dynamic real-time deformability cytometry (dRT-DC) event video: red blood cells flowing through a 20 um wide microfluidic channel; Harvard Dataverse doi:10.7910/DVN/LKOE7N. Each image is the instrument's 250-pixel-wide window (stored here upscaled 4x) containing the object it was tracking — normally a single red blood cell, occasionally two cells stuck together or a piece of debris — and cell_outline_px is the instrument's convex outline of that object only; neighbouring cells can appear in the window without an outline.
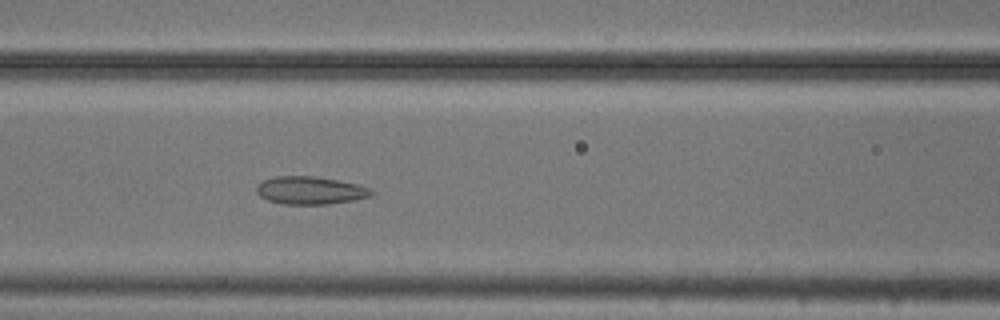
{"species": "common noctule bat (a hibernating species)", "species_latin": "Nyctalus noctula", "temperature_condition": "cold", "stored_images_in_passage": 51, "camera_frame_rate_fps": 3000, "um_per_image_px": 0.085, "animal": {"sex": "male", "body_mass_g": 20.5, "forearm_length_mm": 52.5}, "frame": {"image": 1, "passage_image": 23, "time_ms": 7.333, "image_size_px": [1000, 320], "cell_outline_px": [[376, 192], [372, 196], [352, 200], [328, 204], [284, 204], [268, 200], [260, 196], [256, 192], [256, 188], [264, 180], [276, 176], [312, 176], [336, 180], [356, 184], [372, 188]], "centroid_in_image_um": [26.41, 16.19], "position_along_channel_um": 140.2, "area_um2": 18.5}}
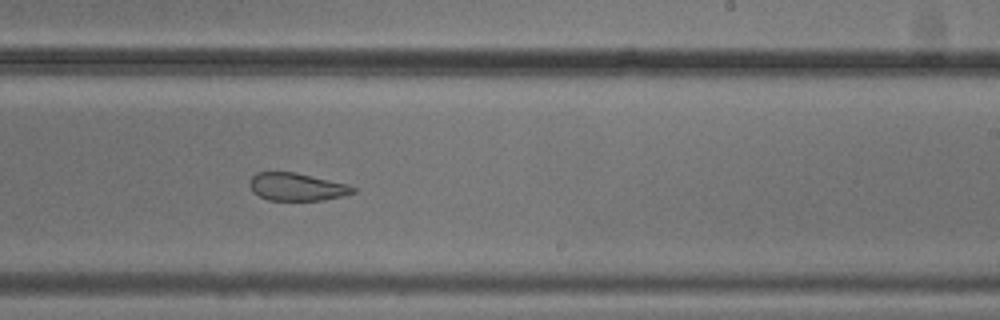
{"frame": {"image": 2, "passage_image": 33, "time_ms": 10.667, "image_size_px": [1000, 320], "cell_outline_px": [[356, 192], [344, 196], [324, 200], [268, 200], [252, 192], [248, 184], [248, 180], [256, 172], [296, 172], [348, 184], [356, 188]], "centroid_in_image_um": [25.22, 15.88], "position_along_channel_um": 263.8, "area_um2": 16.94}}
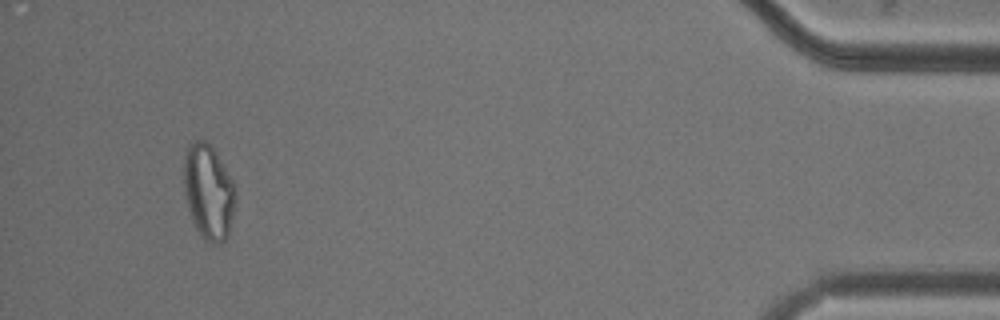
{"frame": {"image": 3, "passage_image": 48, "time_ms": 15.667, "image_size_px": [1000, 320], "cell_outline_px": [[236, 200], [228, 236], [220, 244], [208, 244], [204, 240], [196, 228], [192, 220], [184, 192], [184, 156], [188, 144], [196, 140], [204, 140], [212, 144], [232, 180], [236, 188]], "centroid_in_image_um": [17.73, 16.3], "position_along_channel_um": 417.5, "area_um2": 28.96}, "authors_computed_cell_mechanics": {"area_um2": 23.2934, "velocity_mm_per_s": 3.7174, "shape_relaxation_time_tau1_ms": null, "shape_relaxation_time_tau2_ms": 2.1926, "deformation_change_tau1": null, "deformation_change_tau2": 0.0747}}